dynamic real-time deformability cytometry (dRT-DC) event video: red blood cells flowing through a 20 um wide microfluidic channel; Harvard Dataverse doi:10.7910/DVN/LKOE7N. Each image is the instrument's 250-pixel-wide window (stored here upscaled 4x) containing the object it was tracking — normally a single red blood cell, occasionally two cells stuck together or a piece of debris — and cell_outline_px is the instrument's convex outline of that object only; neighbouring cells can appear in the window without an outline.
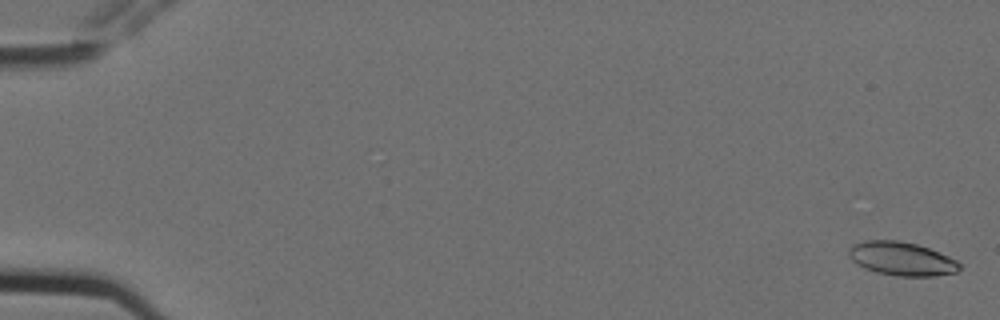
{"species": "Egyptian fruit bat (a non-hibernating species)", "species_latin": "Rousettus aegyptiacus", "temperature_condition": "cold", "stored_images_in_passage": 7, "camera_frame_rate_fps": 3000, "um_per_image_px": 0.085, "animal": {"sex": "female"}, "frame": {"image": 1, "passage_image": 1, "time_ms": 0.0, "image_size_px": [1000, 320], "cell_outline_px": [[960, 268], [956, 272], [932, 276], [896, 276], [876, 272], [864, 268], [856, 264], [848, 256], [848, 248], [864, 240], [900, 240], [916, 244], [928, 248], [948, 256], [956, 260], [960, 264]], "centroid_in_image_um": [76.61, 21.99], "position_along_channel_um": 8.4, "area_um2": 21.68}}
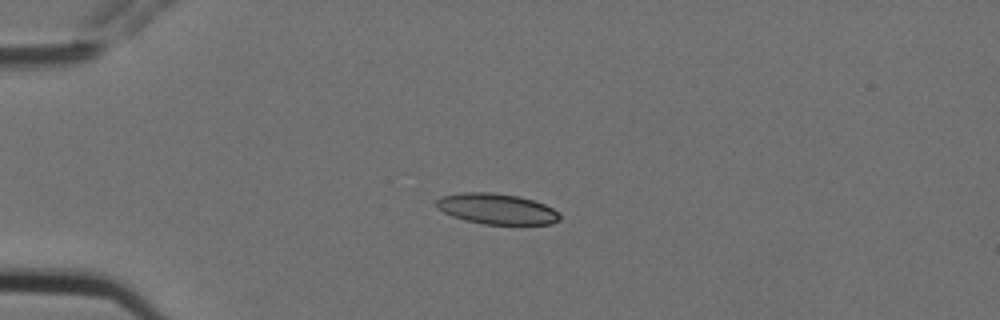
{"frame": {"image": 2, "passage_image": 5, "time_ms": 1.333, "image_size_px": [1000, 320], "cell_outline_px": [[560, 220], [552, 224], [480, 224], [464, 220], [452, 216], [436, 208], [436, 200], [440, 196], [460, 192], [492, 192], [520, 196], [544, 204], [560, 212]], "centroid_in_image_um": [42.2, 17.75], "position_along_channel_um": 42.8, "area_um2": 22.31}}
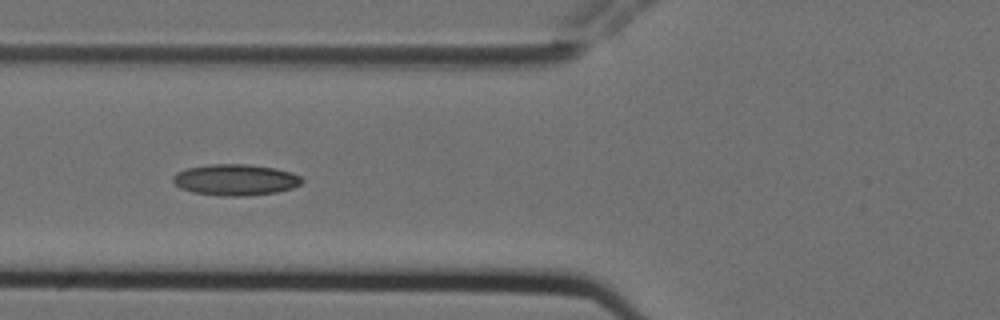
{"frame": {"image": 3, "passage_image": 7, "time_ms": 2.0, "image_size_px": [1000, 320], "cell_outline_px": [[304, 180], [300, 184], [292, 188], [276, 192], [244, 196], [220, 196], [192, 192], [180, 188], [172, 180], [172, 176], [176, 172], [188, 168], [208, 164], [248, 164], [276, 168], [292, 172], [300, 176]], "centroid_in_image_um": [20.01, 15.28], "position_along_channel_um": 105.8, "area_um2": 23.58}}